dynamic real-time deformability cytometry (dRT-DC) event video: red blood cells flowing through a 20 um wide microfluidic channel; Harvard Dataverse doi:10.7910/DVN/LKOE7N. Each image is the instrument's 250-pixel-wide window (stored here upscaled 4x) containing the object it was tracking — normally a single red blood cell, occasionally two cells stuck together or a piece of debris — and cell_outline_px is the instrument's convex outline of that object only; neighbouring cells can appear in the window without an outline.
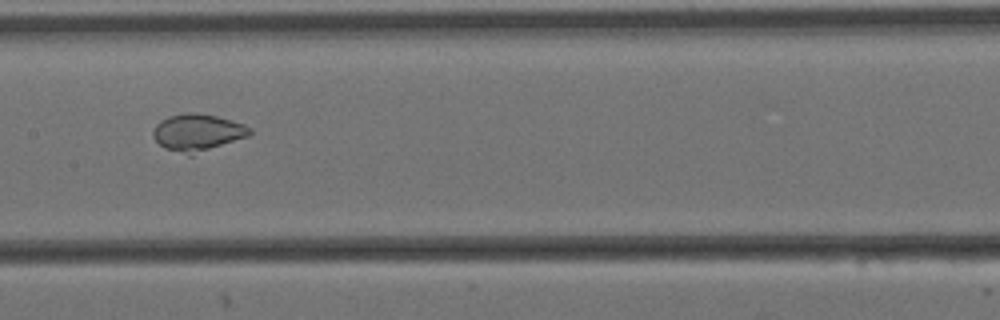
{"species": "Egyptian fruit bat (a non-hibernating species)", "species_latin": "Rousettus aegyptiacus", "temperature_condition": "cold", "stored_images_in_passage": 7, "camera_frame_rate_fps": 3000, "um_per_image_px": 0.085, "animal": {"sex": "female"}, "frame": {"image": 1, "passage_image": 5, "time_ms": 1.333, "image_size_px": [1000, 320], "cell_outline_px": [[252, 132], [248, 136], [192, 156], [188, 156], [164, 148], [152, 136], [152, 132], [156, 124], [160, 120], [168, 116], [188, 112], [196, 112], [216, 116], [244, 124], [252, 128]], "centroid_in_image_um": [16.77, 11.27], "position_along_channel_um": 190.6, "area_um2": 21.1}}
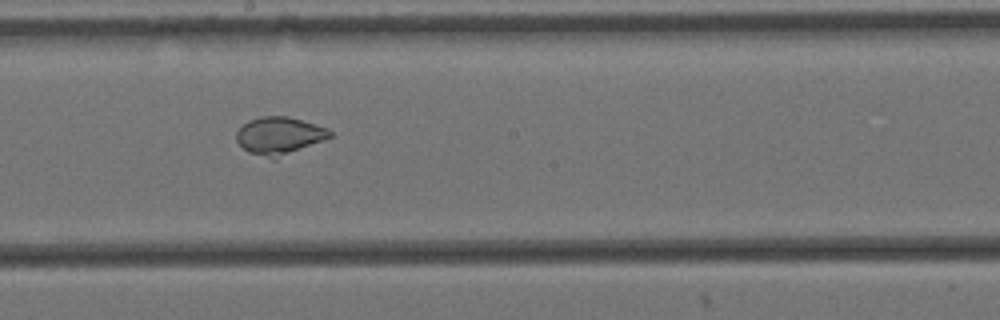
{"frame": {"image": 2, "passage_image": 6, "time_ms": 1.667, "image_size_px": [1000, 320], "cell_outline_px": [[332, 136], [324, 140], [276, 160], [272, 160], [248, 152], [236, 140], [236, 132], [248, 120], [260, 116], [288, 116], [328, 128], [332, 132]], "centroid_in_image_um": [23.74, 11.55], "position_along_channel_um": 224.5, "area_um2": 20.69}}
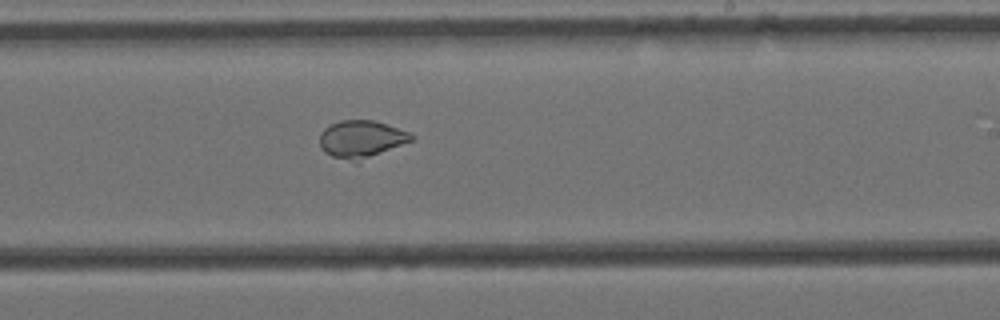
{"frame": {"image": 3, "passage_image": 7, "time_ms": 2.0, "image_size_px": [1000, 320], "cell_outline_px": [[416, 140], [356, 164], [332, 156], [324, 152], [320, 148], [320, 132], [324, 128], [340, 120], [376, 120], [412, 132], [416, 136]], "centroid_in_image_um": [30.79, 11.85], "position_along_channel_um": 258.2, "area_um2": 20.92}}